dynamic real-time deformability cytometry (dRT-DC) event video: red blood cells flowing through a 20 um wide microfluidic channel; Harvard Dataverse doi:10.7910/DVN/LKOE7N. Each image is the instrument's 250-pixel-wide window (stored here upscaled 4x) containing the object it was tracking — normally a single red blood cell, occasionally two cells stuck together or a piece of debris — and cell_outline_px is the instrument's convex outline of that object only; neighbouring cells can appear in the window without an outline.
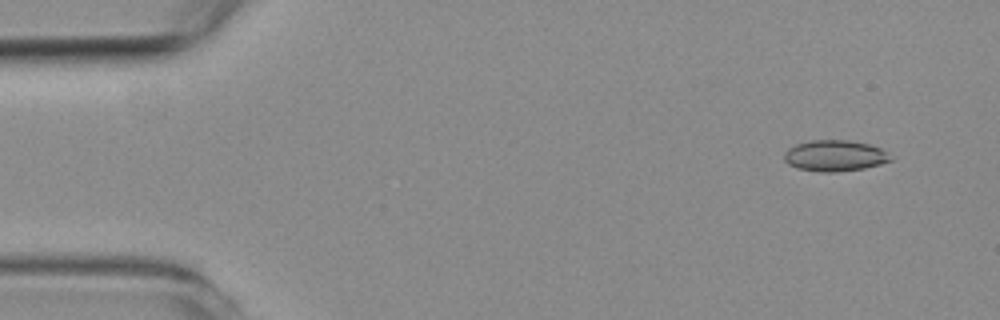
{"species": "common noctule bat (a hibernating species)", "species_latin": "Nyctalus noctula", "temperature_condition": "room temperature", "stored_images_in_passage": 52, "camera_frame_rate_fps": 3000, "um_per_image_px": 0.085, "animal": {"sex": "female", "body_mass_g": 19.3, "forearm_length_mm": 54.1}, "frame": {"image": 1, "passage_image": 2, "time_ms": 0.333, "image_size_px": [1000, 320], "cell_outline_px": [[892, 160], [880, 164], [864, 168], [836, 172], [820, 172], [796, 168], [788, 164], [784, 160], [784, 152], [788, 148], [796, 144], [812, 140], [848, 140], [868, 144], [880, 148], [888, 152], [892, 156]], "centroid_in_image_um": [70.95, 13.24], "position_along_channel_um": 14.1, "area_um2": 19.36}}
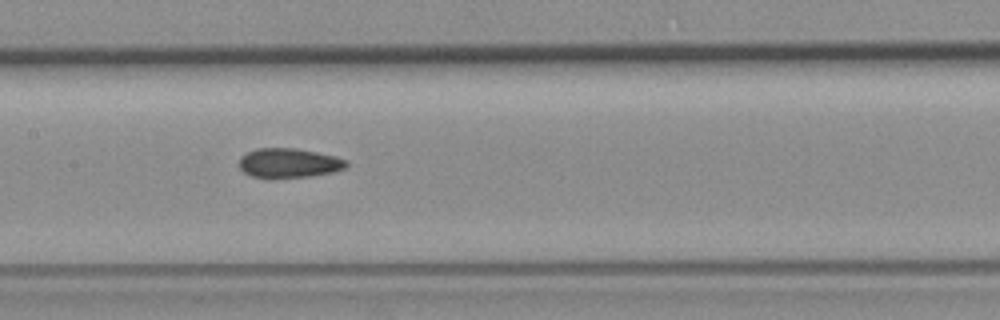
{"frame": {"image": 2, "passage_image": 24, "time_ms": 7.667, "image_size_px": [1000, 320], "cell_outline_px": [[348, 164], [344, 168], [332, 172], [312, 176], [272, 180], [252, 176], [244, 172], [240, 168], [240, 156], [256, 148], [296, 148], [336, 156], [348, 160]], "centroid_in_image_um": [24.54, 13.88], "position_along_channel_um": 182.9, "area_um2": 18.84}}
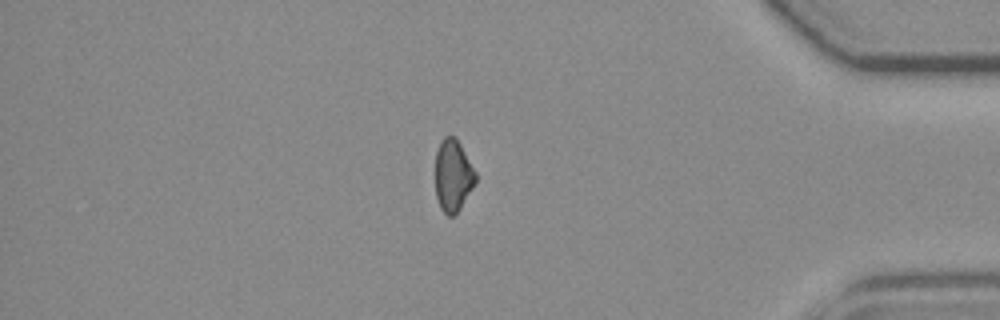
{"frame": {"image": 3, "passage_image": 44, "time_ms": 14.333, "image_size_px": [1000, 320], "cell_outline_px": [[476, 180], [472, 188], [460, 208], [452, 216], [448, 216], [440, 208], [436, 196], [436, 152], [440, 140], [444, 136], [452, 136], [460, 144], [476, 172]], "centroid_in_image_um": [38.49, 14.92], "position_along_channel_um": 396.7, "area_um2": 16.65}}